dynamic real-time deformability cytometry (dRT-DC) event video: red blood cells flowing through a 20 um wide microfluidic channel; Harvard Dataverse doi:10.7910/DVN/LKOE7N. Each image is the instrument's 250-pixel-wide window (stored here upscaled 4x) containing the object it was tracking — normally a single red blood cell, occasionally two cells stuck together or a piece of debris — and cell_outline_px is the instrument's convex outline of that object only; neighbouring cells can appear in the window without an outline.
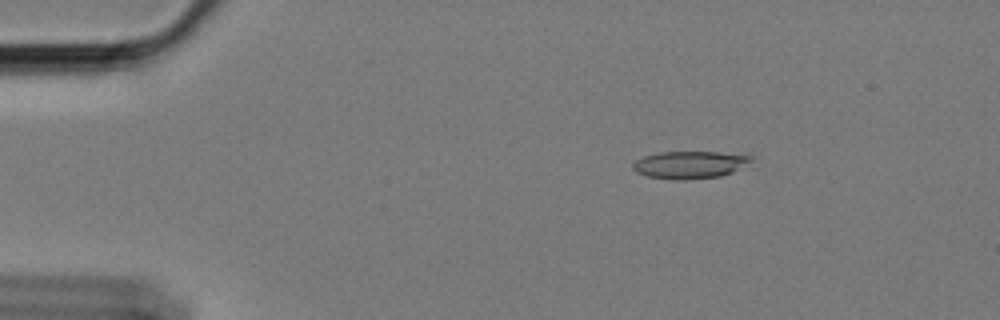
{"species": "Egyptian fruit bat (a non-hibernating species)", "species_latin": "Rousettus aegyptiacus", "temperature_condition": "cold", "stored_images_in_passage": 60, "camera_frame_rate_fps": 3000, "um_per_image_px": 0.085, "animal": {"sex": "female"}, "frame": {"image": 1, "passage_image": 10, "time_ms": 3.0, "image_size_px": [1000, 320], "cell_outline_px": [[752, 160], [732, 172], [720, 176], [684, 180], [676, 180], [648, 176], [636, 172], [632, 168], [632, 164], [636, 160], [644, 156], [660, 152], [716, 152], [752, 156]], "centroid_in_image_um": [58.58, 14.0], "position_along_channel_um": 26.4, "area_um2": 18.61}}
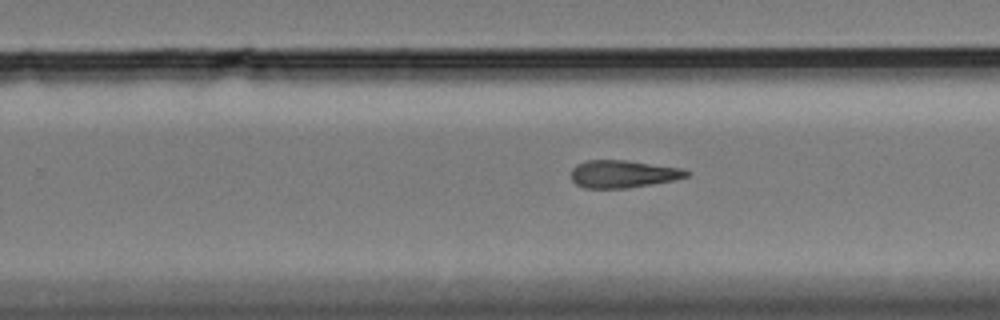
{"frame": {"image": 2, "passage_image": 38, "time_ms": 12.333, "image_size_px": [1000, 320], "cell_outline_px": [[692, 172], [688, 176], [672, 180], [652, 184], [628, 188], [584, 188], [576, 184], [572, 180], [572, 168], [576, 164], [588, 160], [628, 160], [680, 168]], "centroid_in_image_um": [52.95, 14.78], "position_along_channel_um": 276.9, "area_um2": 18.5}}
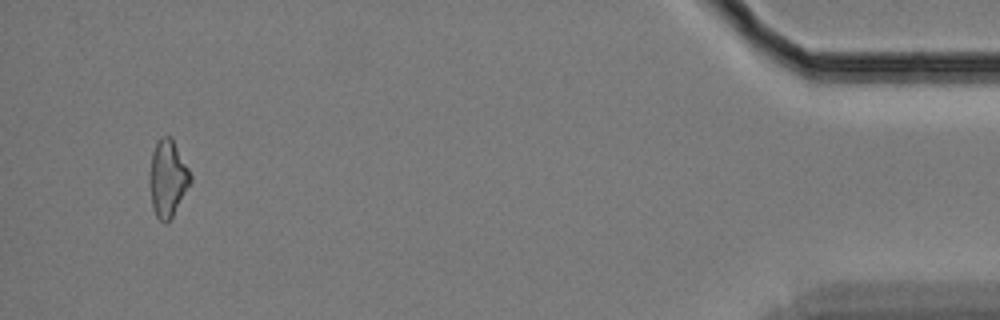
{"frame": {"image": 3, "passage_image": 57, "time_ms": 18.667, "image_size_px": [1000, 320], "cell_outline_px": [[192, 180], [172, 216], [164, 224], [156, 216], [152, 204], [148, 180], [148, 176], [152, 152], [160, 136], [172, 136], [192, 176]], "centroid_in_image_um": [14.23, 15.12], "position_along_channel_um": 421.0, "area_um2": 18.26}, "authors_computed_cell_mechanics": {"area_um2": 18.8428, "velocity_mm_per_s": 3.402, "shape_relaxation_time_tau1_ms": 8.5686, "shape_relaxation_time_tau2_ms": 7.0157, "deformation_change_tau1": 0.1788, "deformation_change_tau2": 0.172}}